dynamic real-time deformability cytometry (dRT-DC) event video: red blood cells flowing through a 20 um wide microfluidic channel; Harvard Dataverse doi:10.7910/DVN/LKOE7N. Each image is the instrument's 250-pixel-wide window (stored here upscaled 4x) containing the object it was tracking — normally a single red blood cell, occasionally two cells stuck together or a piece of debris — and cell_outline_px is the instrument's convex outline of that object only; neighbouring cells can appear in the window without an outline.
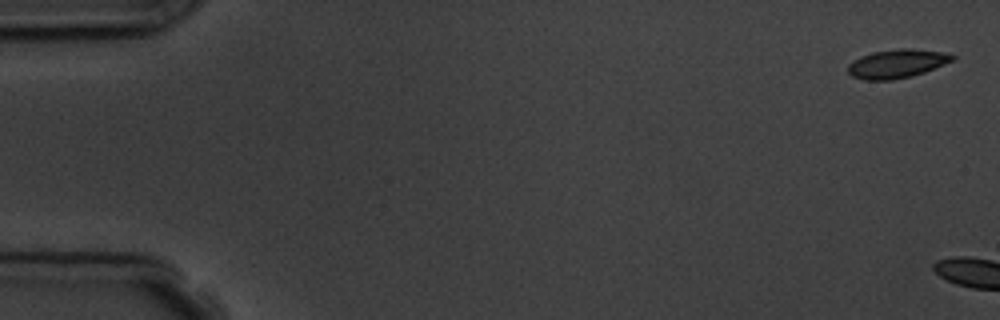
{"species": "common noctule bat (a hibernating species)", "species_latin": "Nyctalus noctula", "temperature_condition": "room temperature", "stored_images_in_passage": 7, "camera_frame_rate_fps": 3000, "um_per_image_px": 0.085, "animal": {"sex": "male", "body_mass_g": 19.5, "forearm_length_mm": 54.6}, "frame": {"image": 1, "passage_image": 1, "time_ms": 0.0, "image_size_px": [1000, 320], "cell_outline_px": [[956, 60], [924, 72], [912, 76], [892, 80], [864, 80], [852, 76], [848, 72], [848, 64], [860, 56], [872, 52], [900, 48], [912, 48], [940, 52], [956, 56]], "centroid_in_image_um": [76.24, 5.41], "position_along_channel_um": 8.8, "area_um2": 17.51}}
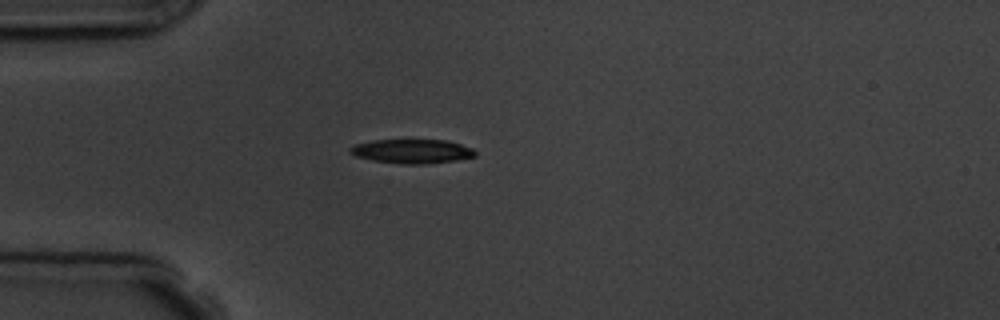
{"frame": {"image": 2, "passage_image": 7, "time_ms": 7.667, "image_size_px": [1000, 320], "cell_outline_px": [[476, 156], [456, 160], [424, 164], [400, 164], [372, 160], [356, 156], [348, 152], [348, 148], [356, 144], [372, 140], [448, 140], [472, 148], [476, 152]], "centroid_in_image_um": [35.0, 12.86], "position_along_channel_um": 50.0, "area_um2": 17.63}}